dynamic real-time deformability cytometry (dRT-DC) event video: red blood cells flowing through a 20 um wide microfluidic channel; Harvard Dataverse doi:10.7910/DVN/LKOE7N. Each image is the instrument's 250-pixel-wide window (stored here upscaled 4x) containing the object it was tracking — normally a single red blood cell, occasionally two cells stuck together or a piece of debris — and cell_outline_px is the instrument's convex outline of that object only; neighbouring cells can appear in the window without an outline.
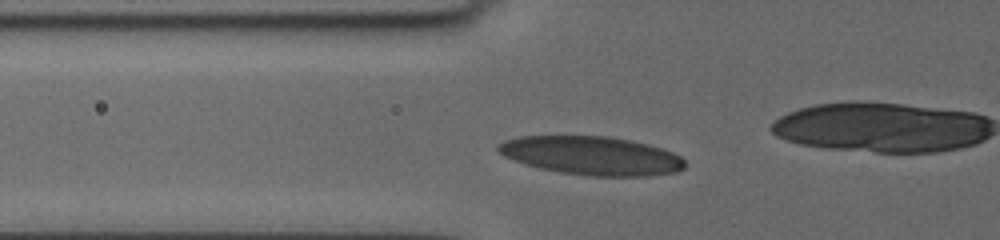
{"species": "human", "species_latin": "Homo sapiens", "temperature_condition": "cold", "stored_images_in_passage": 31, "camera_frame_rate_fps": 3000, "um_per_image_px": 0.085, "donor": {"sex": "female"}, "frame": {"image": 1, "passage_image": 2, "time_ms": 0.333, "image_size_px": [1000, 240], "cell_outline_px": [[684, 168], [676, 172], [648, 176], [588, 176], [560, 172], [540, 168], [524, 164], [512, 160], [504, 156], [496, 148], [504, 140], [520, 136], [604, 136], [628, 140], [648, 144], [672, 152], [680, 156], [684, 160]], "centroid_in_image_um": [50.27, 13.23], "position_along_channel_um": 75.5, "area_um2": 41.85}}
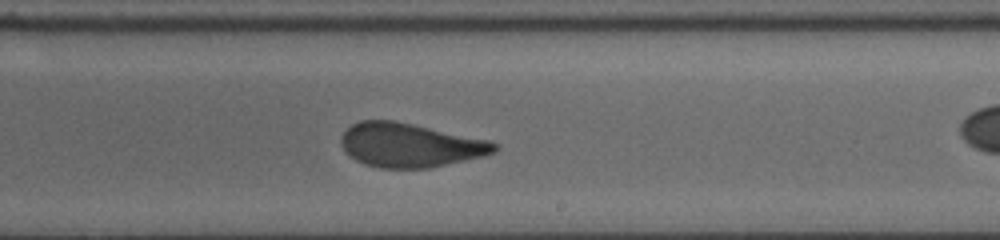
{"frame": {"image": 2, "passage_image": 17, "time_ms": 5.333, "image_size_px": [1000, 240], "cell_outline_px": [[496, 152], [484, 156], [428, 168], [380, 168], [364, 164], [356, 160], [340, 144], [340, 136], [352, 124], [360, 120], [392, 120], [492, 140], [496, 144]], "centroid_in_image_um": [34.86, 12.33], "position_along_channel_um": 254.1, "area_um2": 39.19}}
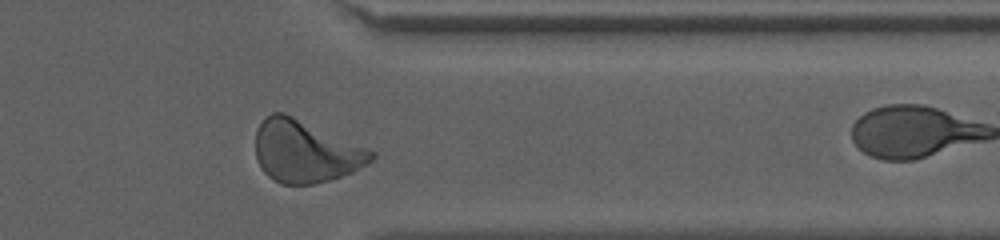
{"frame": {"image": 3, "passage_image": 28, "time_ms": 9.0, "image_size_px": [1000, 240], "cell_outline_px": [[376, 156], [368, 164], [352, 172], [316, 184], [280, 184], [272, 180], [260, 168], [256, 160], [256, 128], [264, 116], [272, 112], [284, 112], [376, 152]], "centroid_in_image_um": [25.92, 12.87], "position_along_channel_um": 385.5, "area_um2": 42.08}}